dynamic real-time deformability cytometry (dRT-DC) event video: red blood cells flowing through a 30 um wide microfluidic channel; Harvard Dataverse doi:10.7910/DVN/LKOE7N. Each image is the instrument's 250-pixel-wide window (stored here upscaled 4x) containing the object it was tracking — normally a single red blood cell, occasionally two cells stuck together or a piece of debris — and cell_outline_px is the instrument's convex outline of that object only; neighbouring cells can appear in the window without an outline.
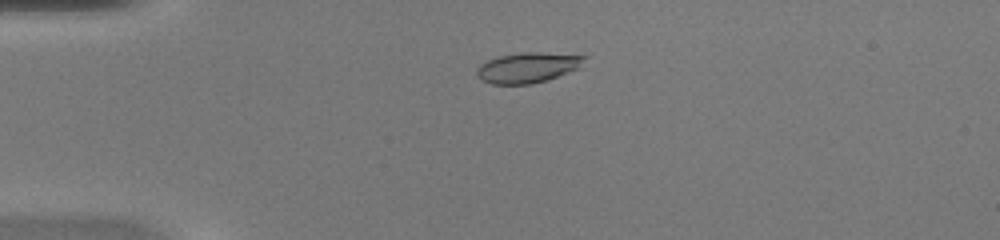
{"species": "common noctule bat (a hibernating species)", "species_latin": "Nyctalus noctula", "temperature_condition": "warm", "stored_images_in_passage": 39, "camera_frame_rate_fps": 3000, "um_per_image_px": 0.085, "animal": {"sex": "female", "body_mass_g": 20.0, "forearm_length_mm": 54.0}, "frame": {"image": 1, "passage_image": 1, "time_ms": 0.0, "image_size_px": [1000, 240], "cell_outline_px": [[588, 56], [580, 68], [548, 80], [532, 84], [492, 84], [480, 80], [476, 76], [476, 68], [480, 64], [488, 60], [500, 56], [524, 52], [540, 52]], "centroid_in_image_um": [44.86, 5.75], "position_along_channel_um": 40.1, "area_um2": 19.19}}
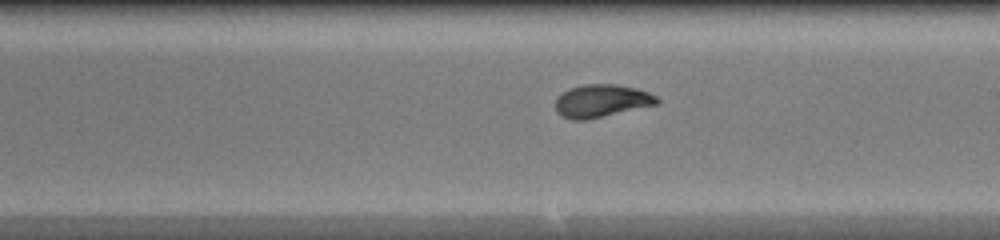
{"frame": {"image": 2, "passage_image": 18, "time_ms": 5.667, "image_size_px": [1000, 240], "cell_outline_px": [[660, 100], [656, 104], [584, 120], [572, 120], [560, 116], [556, 112], [556, 96], [568, 88], [584, 84], [616, 84], [636, 88], [648, 92], [656, 96]], "centroid_in_image_um": [51.07, 8.56], "position_along_channel_um": 237.9, "area_um2": 19.31}}
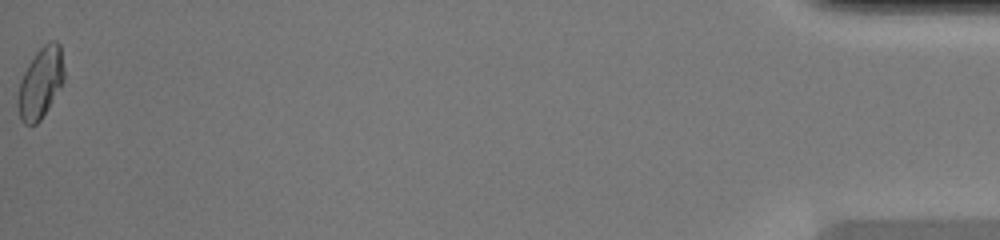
{"frame": {"image": 3, "passage_image": 39, "time_ms": 12.667, "image_size_px": [1000, 240], "cell_outline_px": [[64, 76], [48, 108], [40, 120], [36, 124], [24, 124], [20, 120], [16, 108], [16, 100], [20, 80], [28, 64], [36, 52], [48, 40], [56, 40], [60, 44], [64, 68]], "centroid_in_image_um": [3.4, 7.04], "position_along_channel_um": 431.8, "area_um2": 19.07}, "authors_computed_cell_mechanics": {"area_um2": 19.1318, "velocity_mm_per_s": 4.1455, "shape_relaxation_time_tau1_ms": 3.8899, "shape_relaxation_time_tau2_ms": 0.6491, "deformation_change_tau1": 0.1991, "deformation_change_tau2": 0.0541}}